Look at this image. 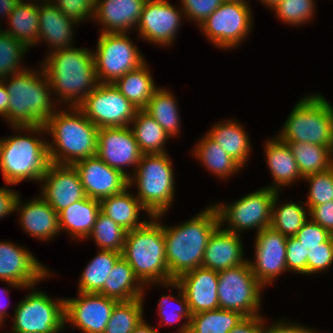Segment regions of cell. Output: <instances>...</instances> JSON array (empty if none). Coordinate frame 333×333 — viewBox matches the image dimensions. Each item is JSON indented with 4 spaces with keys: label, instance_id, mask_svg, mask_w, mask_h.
<instances>
[{
    "label": "cell",
    "instance_id": "6da1fadb",
    "mask_svg": "<svg viewBox=\"0 0 333 333\" xmlns=\"http://www.w3.org/2000/svg\"><path fill=\"white\" fill-rule=\"evenodd\" d=\"M46 55L41 66L51 85L54 100H57L55 103L78 107L99 84L93 50L72 46Z\"/></svg>",
    "mask_w": 333,
    "mask_h": 333
},
{
    "label": "cell",
    "instance_id": "7a4b0ae2",
    "mask_svg": "<svg viewBox=\"0 0 333 333\" xmlns=\"http://www.w3.org/2000/svg\"><path fill=\"white\" fill-rule=\"evenodd\" d=\"M10 127L15 134L0 139V169L4 181L8 185H16L24 180L40 183L51 164L48 141L44 138L48 137L45 135V126Z\"/></svg>",
    "mask_w": 333,
    "mask_h": 333
},
{
    "label": "cell",
    "instance_id": "3957f363",
    "mask_svg": "<svg viewBox=\"0 0 333 333\" xmlns=\"http://www.w3.org/2000/svg\"><path fill=\"white\" fill-rule=\"evenodd\" d=\"M218 226L219 217L213 205L180 225H163L166 262L174 280L183 273L202 267L208 240Z\"/></svg>",
    "mask_w": 333,
    "mask_h": 333
},
{
    "label": "cell",
    "instance_id": "277c9868",
    "mask_svg": "<svg viewBox=\"0 0 333 333\" xmlns=\"http://www.w3.org/2000/svg\"><path fill=\"white\" fill-rule=\"evenodd\" d=\"M40 69H25L2 79L9 93L4 121L11 126L44 125L59 108H55L51 85L41 64Z\"/></svg>",
    "mask_w": 333,
    "mask_h": 333
},
{
    "label": "cell",
    "instance_id": "5b68a950",
    "mask_svg": "<svg viewBox=\"0 0 333 333\" xmlns=\"http://www.w3.org/2000/svg\"><path fill=\"white\" fill-rule=\"evenodd\" d=\"M67 109L59 108L44 124L52 138L47 144L53 164L73 165L97 154L99 128L78 107Z\"/></svg>",
    "mask_w": 333,
    "mask_h": 333
},
{
    "label": "cell",
    "instance_id": "8992f818",
    "mask_svg": "<svg viewBox=\"0 0 333 333\" xmlns=\"http://www.w3.org/2000/svg\"><path fill=\"white\" fill-rule=\"evenodd\" d=\"M163 216L165 214L151 217L143 226L127 231L121 252L145 286V291L151 286L159 284V287L160 284L175 281L169 274L166 262Z\"/></svg>",
    "mask_w": 333,
    "mask_h": 333
},
{
    "label": "cell",
    "instance_id": "52a82bcc",
    "mask_svg": "<svg viewBox=\"0 0 333 333\" xmlns=\"http://www.w3.org/2000/svg\"><path fill=\"white\" fill-rule=\"evenodd\" d=\"M172 163L168 153L143 154L135 171L131 170L128 185L137 188L135 196L152 217L166 215L174 202Z\"/></svg>",
    "mask_w": 333,
    "mask_h": 333
},
{
    "label": "cell",
    "instance_id": "ba28073f",
    "mask_svg": "<svg viewBox=\"0 0 333 333\" xmlns=\"http://www.w3.org/2000/svg\"><path fill=\"white\" fill-rule=\"evenodd\" d=\"M275 136L284 142L322 145L333 151V106L320 93L304 96Z\"/></svg>",
    "mask_w": 333,
    "mask_h": 333
},
{
    "label": "cell",
    "instance_id": "9c48e42d",
    "mask_svg": "<svg viewBox=\"0 0 333 333\" xmlns=\"http://www.w3.org/2000/svg\"><path fill=\"white\" fill-rule=\"evenodd\" d=\"M36 285L14 307L11 333H59L65 328L64 297L52 299ZM33 289V290H32Z\"/></svg>",
    "mask_w": 333,
    "mask_h": 333
},
{
    "label": "cell",
    "instance_id": "30bf717a",
    "mask_svg": "<svg viewBox=\"0 0 333 333\" xmlns=\"http://www.w3.org/2000/svg\"><path fill=\"white\" fill-rule=\"evenodd\" d=\"M277 193L269 187H262L240 197L234 203L214 202L212 205L217 210L219 225L227 231L240 235L246 230L255 229L258 233L270 227L272 205ZM225 224L228 225L224 227Z\"/></svg>",
    "mask_w": 333,
    "mask_h": 333
},
{
    "label": "cell",
    "instance_id": "8fae6325",
    "mask_svg": "<svg viewBox=\"0 0 333 333\" xmlns=\"http://www.w3.org/2000/svg\"><path fill=\"white\" fill-rule=\"evenodd\" d=\"M128 33H100L93 58L99 83H114L146 62Z\"/></svg>",
    "mask_w": 333,
    "mask_h": 333
},
{
    "label": "cell",
    "instance_id": "7c38bea8",
    "mask_svg": "<svg viewBox=\"0 0 333 333\" xmlns=\"http://www.w3.org/2000/svg\"><path fill=\"white\" fill-rule=\"evenodd\" d=\"M218 303L220 309L240 312L245 317L260 314L261 294L265 288L246 263L218 272Z\"/></svg>",
    "mask_w": 333,
    "mask_h": 333
},
{
    "label": "cell",
    "instance_id": "4fadbf2b",
    "mask_svg": "<svg viewBox=\"0 0 333 333\" xmlns=\"http://www.w3.org/2000/svg\"><path fill=\"white\" fill-rule=\"evenodd\" d=\"M253 13L250 4L224 1L199 29L216 48L236 49L253 29Z\"/></svg>",
    "mask_w": 333,
    "mask_h": 333
},
{
    "label": "cell",
    "instance_id": "5bb4252c",
    "mask_svg": "<svg viewBox=\"0 0 333 333\" xmlns=\"http://www.w3.org/2000/svg\"><path fill=\"white\" fill-rule=\"evenodd\" d=\"M78 108L98 128L130 126L138 111L113 83H99Z\"/></svg>",
    "mask_w": 333,
    "mask_h": 333
},
{
    "label": "cell",
    "instance_id": "9a60e30c",
    "mask_svg": "<svg viewBox=\"0 0 333 333\" xmlns=\"http://www.w3.org/2000/svg\"><path fill=\"white\" fill-rule=\"evenodd\" d=\"M51 275V270L28 249L8 240H0V281L6 282L9 287L26 290Z\"/></svg>",
    "mask_w": 333,
    "mask_h": 333
},
{
    "label": "cell",
    "instance_id": "2e32d148",
    "mask_svg": "<svg viewBox=\"0 0 333 333\" xmlns=\"http://www.w3.org/2000/svg\"><path fill=\"white\" fill-rule=\"evenodd\" d=\"M168 0H147L138 26V36L153 45L170 47L176 39L184 12Z\"/></svg>",
    "mask_w": 333,
    "mask_h": 333
},
{
    "label": "cell",
    "instance_id": "e0dca14e",
    "mask_svg": "<svg viewBox=\"0 0 333 333\" xmlns=\"http://www.w3.org/2000/svg\"><path fill=\"white\" fill-rule=\"evenodd\" d=\"M117 302L99 293L78 292L75 298H64L65 327L71 323L83 333H104Z\"/></svg>",
    "mask_w": 333,
    "mask_h": 333
},
{
    "label": "cell",
    "instance_id": "ac0fdd59",
    "mask_svg": "<svg viewBox=\"0 0 333 333\" xmlns=\"http://www.w3.org/2000/svg\"><path fill=\"white\" fill-rule=\"evenodd\" d=\"M286 240L287 237L272 227L256 233L254 260H247L256 279L265 287L283 273H286Z\"/></svg>",
    "mask_w": 333,
    "mask_h": 333
},
{
    "label": "cell",
    "instance_id": "d6986e66",
    "mask_svg": "<svg viewBox=\"0 0 333 333\" xmlns=\"http://www.w3.org/2000/svg\"><path fill=\"white\" fill-rule=\"evenodd\" d=\"M96 155L129 179L131 173L126 172V167L132 166L135 171L143 153L131 128L126 126L99 128Z\"/></svg>",
    "mask_w": 333,
    "mask_h": 333
},
{
    "label": "cell",
    "instance_id": "ffe728a7",
    "mask_svg": "<svg viewBox=\"0 0 333 333\" xmlns=\"http://www.w3.org/2000/svg\"><path fill=\"white\" fill-rule=\"evenodd\" d=\"M40 183V196L57 213L86 197L78 171L73 165L51 163Z\"/></svg>",
    "mask_w": 333,
    "mask_h": 333
},
{
    "label": "cell",
    "instance_id": "44dd1931",
    "mask_svg": "<svg viewBox=\"0 0 333 333\" xmlns=\"http://www.w3.org/2000/svg\"><path fill=\"white\" fill-rule=\"evenodd\" d=\"M87 197L101 200L122 192L129 185V179L120 171L113 169L97 155L73 164Z\"/></svg>",
    "mask_w": 333,
    "mask_h": 333
},
{
    "label": "cell",
    "instance_id": "7402d4cb",
    "mask_svg": "<svg viewBox=\"0 0 333 333\" xmlns=\"http://www.w3.org/2000/svg\"><path fill=\"white\" fill-rule=\"evenodd\" d=\"M175 282L183 291L191 314L219 309L217 271L198 267L183 273Z\"/></svg>",
    "mask_w": 333,
    "mask_h": 333
},
{
    "label": "cell",
    "instance_id": "603a6c76",
    "mask_svg": "<svg viewBox=\"0 0 333 333\" xmlns=\"http://www.w3.org/2000/svg\"><path fill=\"white\" fill-rule=\"evenodd\" d=\"M147 0H95L94 18L101 24L100 33L136 31ZM102 29V30H101Z\"/></svg>",
    "mask_w": 333,
    "mask_h": 333
},
{
    "label": "cell",
    "instance_id": "cb8c5ba5",
    "mask_svg": "<svg viewBox=\"0 0 333 333\" xmlns=\"http://www.w3.org/2000/svg\"><path fill=\"white\" fill-rule=\"evenodd\" d=\"M18 195L15 213L19 212V224L22 230L37 240L49 241L60 234L58 213L41 196L28 202L21 201Z\"/></svg>",
    "mask_w": 333,
    "mask_h": 333
},
{
    "label": "cell",
    "instance_id": "d4e9b609",
    "mask_svg": "<svg viewBox=\"0 0 333 333\" xmlns=\"http://www.w3.org/2000/svg\"><path fill=\"white\" fill-rule=\"evenodd\" d=\"M243 247L240 234L219 225L208 240L202 267L219 272L242 265L247 262Z\"/></svg>",
    "mask_w": 333,
    "mask_h": 333
},
{
    "label": "cell",
    "instance_id": "484cf974",
    "mask_svg": "<svg viewBox=\"0 0 333 333\" xmlns=\"http://www.w3.org/2000/svg\"><path fill=\"white\" fill-rule=\"evenodd\" d=\"M75 25L78 24L65 16L51 0L39 1L38 42H47L46 46L51 48L48 52L72 47Z\"/></svg>",
    "mask_w": 333,
    "mask_h": 333
},
{
    "label": "cell",
    "instance_id": "4316f807",
    "mask_svg": "<svg viewBox=\"0 0 333 333\" xmlns=\"http://www.w3.org/2000/svg\"><path fill=\"white\" fill-rule=\"evenodd\" d=\"M266 164L273 178L272 185H267L270 189L281 191V188L295 184V181L303 179L296 160L288 144L280 140L277 136L269 138L264 143Z\"/></svg>",
    "mask_w": 333,
    "mask_h": 333
},
{
    "label": "cell",
    "instance_id": "83f0119b",
    "mask_svg": "<svg viewBox=\"0 0 333 333\" xmlns=\"http://www.w3.org/2000/svg\"><path fill=\"white\" fill-rule=\"evenodd\" d=\"M101 211L100 200L85 197L58 213L60 232H67L73 240H86Z\"/></svg>",
    "mask_w": 333,
    "mask_h": 333
},
{
    "label": "cell",
    "instance_id": "f1b7e54d",
    "mask_svg": "<svg viewBox=\"0 0 333 333\" xmlns=\"http://www.w3.org/2000/svg\"><path fill=\"white\" fill-rule=\"evenodd\" d=\"M130 189L128 186L122 192L100 200L101 212L126 231L139 228L148 221L140 220L141 210L147 213L148 219L152 217L139 199L131 191L129 192Z\"/></svg>",
    "mask_w": 333,
    "mask_h": 333
},
{
    "label": "cell",
    "instance_id": "f546056e",
    "mask_svg": "<svg viewBox=\"0 0 333 333\" xmlns=\"http://www.w3.org/2000/svg\"><path fill=\"white\" fill-rule=\"evenodd\" d=\"M235 121V119L218 121L206 134L244 167L250 159L251 142L244 126Z\"/></svg>",
    "mask_w": 333,
    "mask_h": 333
},
{
    "label": "cell",
    "instance_id": "4dcf8cb0",
    "mask_svg": "<svg viewBox=\"0 0 333 333\" xmlns=\"http://www.w3.org/2000/svg\"><path fill=\"white\" fill-rule=\"evenodd\" d=\"M145 286L136 277L130 264L121 256L114 264L103 289V296L128 301L145 296Z\"/></svg>",
    "mask_w": 333,
    "mask_h": 333
},
{
    "label": "cell",
    "instance_id": "1f68e13d",
    "mask_svg": "<svg viewBox=\"0 0 333 333\" xmlns=\"http://www.w3.org/2000/svg\"><path fill=\"white\" fill-rule=\"evenodd\" d=\"M9 20V21H8ZM8 28L2 29L27 48L38 43L39 2L21 0L7 19Z\"/></svg>",
    "mask_w": 333,
    "mask_h": 333
},
{
    "label": "cell",
    "instance_id": "d6a6232c",
    "mask_svg": "<svg viewBox=\"0 0 333 333\" xmlns=\"http://www.w3.org/2000/svg\"><path fill=\"white\" fill-rule=\"evenodd\" d=\"M200 141L194 145L191 150L201 165L214 176L221 179H228L233 174H237L243 167L228 155L222 147H220L207 134H204Z\"/></svg>",
    "mask_w": 333,
    "mask_h": 333
},
{
    "label": "cell",
    "instance_id": "836d02e7",
    "mask_svg": "<svg viewBox=\"0 0 333 333\" xmlns=\"http://www.w3.org/2000/svg\"><path fill=\"white\" fill-rule=\"evenodd\" d=\"M148 62L127 72L113 84L138 110L144 109L153 96L156 86Z\"/></svg>",
    "mask_w": 333,
    "mask_h": 333
},
{
    "label": "cell",
    "instance_id": "e575fe53",
    "mask_svg": "<svg viewBox=\"0 0 333 333\" xmlns=\"http://www.w3.org/2000/svg\"><path fill=\"white\" fill-rule=\"evenodd\" d=\"M176 97L167 88L158 87L143 109L172 138L181 134V119Z\"/></svg>",
    "mask_w": 333,
    "mask_h": 333
},
{
    "label": "cell",
    "instance_id": "d590c367",
    "mask_svg": "<svg viewBox=\"0 0 333 333\" xmlns=\"http://www.w3.org/2000/svg\"><path fill=\"white\" fill-rule=\"evenodd\" d=\"M129 127L143 154L167 153L165 144L170 137L143 109L136 112Z\"/></svg>",
    "mask_w": 333,
    "mask_h": 333
},
{
    "label": "cell",
    "instance_id": "8d00e7d4",
    "mask_svg": "<svg viewBox=\"0 0 333 333\" xmlns=\"http://www.w3.org/2000/svg\"><path fill=\"white\" fill-rule=\"evenodd\" d=\"M121 257V253L113 250H98L97 255L90 260L80 274L78 292L99 293L105 284L114 264Z\"/></svg>",
    "mask_w": 333,
    "mask_h": 333
},
{
    "label": "cell",
    "instance_id": "74e56055",
    "mask_svg": "<svg viewBox=\"0 0 333 333\" xmlns=\"http://www.w3.org/2000/svg\"><path fill=\"white\" fill-rule=\"evenodd\" d=\"M302 177L321 173L333 167V151L325 146L303 142H286Z\"/></svg>",
    "mask_w": 333,
    "mask_h": 333
},
{
    "label": "cell",
    "instance_id": "f35d334b",
    "mask_svg": "<svg viewBox=\"0 0 333 333\" xmlns=\"http://www.w3.org/2000/svg\"><path fill=\"white\" fill-rule=\"evenodd\" d=\"M279 195L278 192L273 201L270 227L286 237L295 236L309 219V209L302 201L301 204L288 201L279 205Z\"/></svg>",
    "mask_w": 333,
    "mask_h": 333
},
{
    "label": "cell",
    "instance_id": "ab89813d",
    "mask_svg": "<svg viewBox=\"0 0 333 333\" xmlns=\"http://www.w3.org/2000/svg\"><path fill=\"white\" fill-rule=\"evenodd\" d=\"M160 285L165 288H170V290H174L175 288L178 291V294L177 296H174L172 294H169L167 296L163 294L161 295L157 309L158 316L161 318V320L159 321V325H161L162 322H164L162 324L165 325H173L174 323H179L184 318L186 321L184 320V323L179 326V329H177V333H188L189 322L192 314L190 312L189 305L183 291L175 281ZM175 303L178 304L176 305Z\"/></svg>",
    "mask_w": 333,
    "mask_h": 333
},
{
    "label": "cell",
    "instance_id": "60d3db41",
    "mask_svg": "<svg viewBox=\"0 0 333 333\" xmlns=\"http://www.w3.org/2000/svg\"><path fill=\"white\" fill-rule=\"evenodd\" d=\"M245 318L240 312L225 309L192 314L188 333H229Z\"/></svg>",
    "mask_w": 333,
    "mask_h": 333
},
{
    "label": "cell",
    "instance_id": "b9f144b4",
    "mask_svg": "<svg viewBox=\"0 0 333 333\" xmlns=\"http://www.w3.org/2000/svg\"><path fill=\"white\" fill-rule=\"evenodd\" d=\"M144 300L137 298L118 301L112 311L104 333H131L144 319Z\"/></svg>",
    "mask_w": 333,
    "mask_h": 333
},
{
    "label": "cell",
    "instance_id": "7bdbcfd3",
    "mask_svg": "<svg viewBox=\"0 0 333 333\" xmlns=\"http://www.w3.org/2000/svg\"><path fill=\"white\" fill-rule=\"evenodd\" d=\"M127 231L101 211L97 216L91 234L98 249L113 250L121 253L125 244Z\"/></svg>",
    "mask_w": 333,
    "mask_h": 333
},
{
    "label": "cell",
    "instance_id": "ee69618b",
    "mask_svg": "<svg viewBox=\"0 0 333 333\" xmlns=\"http://www.w3.org/2000/svg\"><path fill=\"white\" fill-rule=\"evenodd\" d=\"M29 51L24 44L7 32L0 30V80L27 69L22 66L24 54ZM23 57V58H22Z\"/></svg>",
    "mask_w": 333,
    "mask_h": 333
},
{
    "label": "cell",
    "instance_id": "f6af8a7d",
    "mask_svg": "<svg viewBox=\"0 0 333 333\" xmlns=\"http://www.w3.org/2000/svg\"><path fill=\"white\" fill-rule=\"evenodd\" d=\"M315 3V0H280L271 10L286 25L297 27L314 18Z\"/></svg>",
    "mask_w": 333,
    "mask_h": 333
},
{
    "label": "cell",
    "instance_id": "bcb514c9",
    "mask_svg": "<svg viewBox=\"0 0 333 333\" xmlns=\"http://www.w3.org/2000/svg\"><path fill=\"white\" fill-rule=\"evenodd\" d=\"M303 181L309 185L308 196L304 201L309 210L333 200V167L321 173L307 175L303 177Z\"/></svg>",
    "mask_w": 333,
    "mask_h": 333
},
{
    "label": "cell",
    "instance_id": "7dc6e473",
    "mask_svg": "<svg viewBox=\"0 0 333 333\" xmlns=\"http://www.w3.org/2000/svg\"><path fill=\"white\" fill-rule=\"evenodd\" d=\"M332 234L310 218L303 224L295 237L302 245L303 275H307V260H312L313 252L323 246Z\"/></svg>",
    "mask_w": 333,
    "mask_h": 333
},
{
    "label": "cell",
    "instance_id": "c3c4849f",
    "mask_svg": "<svg viewBox=\"0 0 333 333\" xmlns=\"http://www.w3.org/2000/svg\"><path fill=\"white\" fill-rule=\"evenodd\" d=\"M59 10L78 25L94 18L95 0H51ZM91 17V18H90Z\"/></svg>",
    "mask_w": 333,
    "mask_h": 333
},
{
    "label": "cell",
    "instance_id": "681fc988",
    "mask_svg": "<svg viewBox=\"0 0 333 333\" xmlns=\"http://www.w3.org/2000/svg\"><path fill=\"white\" fill-rule=\"evenodd\" d=\"M180 2L185 18L200 26L224 0H180Z\"/></svg>",
    "mask_w": 333,
    "mask_h": 333
},
{
    "label": "cell",
    "instance_id": "f907efd6",
    "mask_svg": "<svg viewBox=\"0 0 333 333\" xmlns=\"http://www.w3.org/2000/svg\"><path fill=\"white\" fill-rule=\"evenodd\" d=\"M333 264V235L323 242V246L312 254V260H307V275L327 271Z\"/></svg>",
    "mask_w": 333,
    "mask_h": 333
},
{
    "label": "cell",
    "instance_id": "816d5d0a",
    "mask_svg": "<svg viewBox=\"0 0 333 333\" xmlns=\"http://www.w3.org/2000/svg\"><path fill=\"white\" fill-rule=\"evenodd\" d=\"M286 264L290 273L303 274V250L301 243L295 236L286 240Z\"/></svg>",
    "mask_w": 333,
    "mask_h": 333
},
{
    "label": "cell",
    "instance_id": "f5cc1de1",
    "mask_svg": "<svg viewBox=\"0 0 333 333\" xmlns=\"http://www.w3.org/2000/svg\"><path fill=\"white\" fill-rule=\"evenodd\" d=\"M309 218L333 235V200L309 210Z\"/></svg>",
    "mask_w": 333,
    "mask_h": 333
},
{
    "label": "cell",
    "instance_id": "db71d44e",
    "mask_svg": "<svg viewBox=\"0 0 333 333\" xmlns=\"http://www.w3.org/2000/svg\"><path fill=\"white\" fill-rule=\"evenodd\" d=\"M266 319L264 318V333H315L316 331V329L300 325L298 322L291 324L290 321L281 320L268 323Z\"/></svg>",
    "mask_w": 333,
    "mask_h": 333
},
{
    "label": "cell",
    "instance_id": "11a10c76",
    "mask_svg": "<svg viewBox=\"0 0 333 333\" xmlns=\"http://www.w3.org/2000/svg\"><path fill=\"white\" fill-rule=\"evenodd\" d=\"M19 193L11 187L0 188V218L7 217L15 212V203Z\"/></svg>",
    "mask_w": 333,
    "mask_h": 333
},
{
    "label": "cell",
    "instance_id": "9f6ffc18",
    "mask_svg": "<svg viewBox=\"0 0 333 333\" xmlns=\"http://www.w3.org/2000/svg\"><path fill=\"white\" fill-rule=\"evenodd\" d=\"M229 333H264V317H245Z\"/></svg>",
    "mask_w": 333,
    "mask_h": 333
},
{
    "label": "cell",
    "instance_id": "6f0895ef",
    "mask_svg": "<svg viewBox=\"0 0 333 333\" xmlns=\"http://www.w3.org/2000/svg\"><path fill=\"white\" fill-rule=\"evenodd\" d=\"M9 93L5 83L0 80V116L5 119L8 112Z\"/></svg>",
    "mask_w": 333,
    "mask_h": 333
},
{
    "label": "cell",
    "instance_id": "680465c9",
    "mask_svg": "<svg viewBox=\"0 0 333 333\" xmlns=\"http://www.w3.org/2000/svg\"><path fill=\"white\" fill-rule=\"evenodd\" d=\"M8 289H9L8 287L4 288V289L0 288V324L2 325V327H3V323L6 319V317L9 314L6 310H7V308H9L8 306L11 305L10 303L4 304L6 301V298L4 299L3 295L8 296L9 292H11V290L10 289L8 290Z\"/></svg>",
    "mask_w": 333,
    "mask_h": 333
},
{
    "label": "cell",
    "instance_id": "91938a15",
    "mask_svg": "<svg viewBox=\"0 0 333 333\" xmlns=\"http://www.w3.org/2000/svg\"><path fill=\"white\" fill-rule=\"evenodd\" d=\"M20 1L21 0H0V16L2 14L3 16H5L3 18H5L7 20L8 17L10 16V14L13 12L16 5Z\"/></svg>",
    "mask_w": 333,
    "mask_h": 333
},
{
    "label": "cell",
    "instance_id": "94428289",
    "mask_svg": "<svg viewBox=\"0 0 333 333\" xmlns=\"http://www.w3.org/2000/svg\"><path fill=\"white\" fill-rule=\"evenodd\" d=\"M131 333H159V331L158 328L152 327L143 319Z\"/></svg>",
    "mask_w": 333,
    "mask_h": 333
},
{
    "label": "cell",
    "instance_id": "6125c7cd",
    "mask_svg": "<svg viewBox=\"0 0 333 333\" xmlns=\"http://www.w3.org/2000/svg\"><path fill=\"white\" fill-rule=\"evenodd\" d=\"M280 0H260L262 5L264 4L267 8L272 9Z\"/></svg>",
    "mask_w": 333,
    "mask_h": 333
},
{
    "label": "cell",
    "instance_id": "be15d7a7",
    "mask_svg": "<svg viewBox=\"0 0 333 333\" xmlns=\"http://www.w3.org/2000/svg\"><path fill=\"white\" fill-rule=\"evenodd\" d=\"M224 1H231V2H238V3H242V4H249V2H247V0H224Z\"/></svg>",
    "mask_w": 333,
    "mask_h": 333
}]
</instances>
